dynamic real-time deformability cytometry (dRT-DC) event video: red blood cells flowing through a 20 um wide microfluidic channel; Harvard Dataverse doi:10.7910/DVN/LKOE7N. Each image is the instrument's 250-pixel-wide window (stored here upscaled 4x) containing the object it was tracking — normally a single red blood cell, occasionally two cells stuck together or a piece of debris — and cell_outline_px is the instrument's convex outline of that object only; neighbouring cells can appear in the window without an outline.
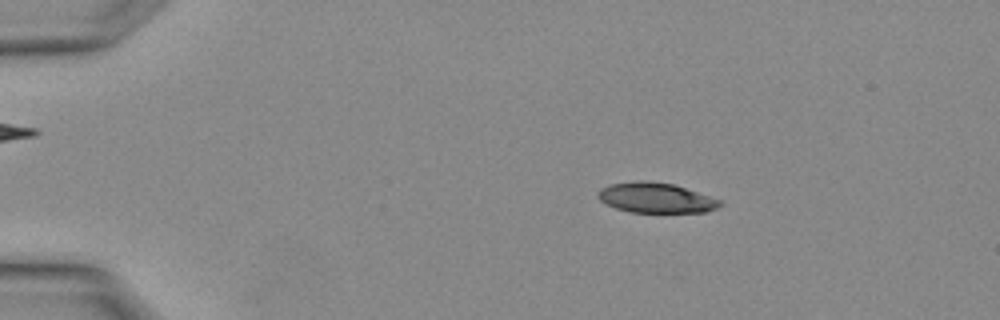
{"species": "Egyptian fruit bat (a non-hibernating species)", "species_latin": "Rousettus aegyptiacus", "temperature_condition": "warm", "stored_images_in_passage": 2, "camera_frame_rate_fps": 3000, "um_per_image_px": 0.085, "animal": {"sex": "female"}, "frame": {"image": 1, "passage_image": 1, "time_ms": 0.0, "image_size_px": [1000, 320], "cell_outline_px": [[724, 204], [716, 208], [704, 212], [632, 212], [616, 208], [600, 200], [596, 196], [596, 192], [600, 188], [612, 184], [640, 180], [672, 184], [720, 200]], "centroid_in_image_um": [55.71, 16.82], "position_along_channel_um": 29.3, "area_um2": 21.04}}